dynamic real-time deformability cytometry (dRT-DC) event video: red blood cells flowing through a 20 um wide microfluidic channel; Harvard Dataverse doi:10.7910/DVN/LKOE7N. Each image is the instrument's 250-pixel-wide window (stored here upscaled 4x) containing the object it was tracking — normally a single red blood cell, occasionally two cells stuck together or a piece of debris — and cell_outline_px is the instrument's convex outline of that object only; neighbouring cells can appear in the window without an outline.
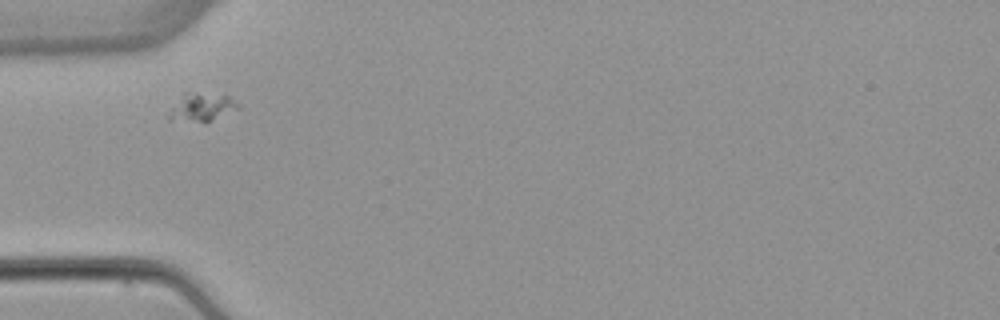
{"species": "common noctule bat (a hibernating species)", "species_latin": "Nyctalus noctula", "temperature_condition": "warm", "stored_images_in_passage": 5, "camera_frame_rate_fps": 3000, "um_per_image_px": 0.085, "animal": {"sex": "female", "body_mass_g": 22.7, "forearm_length_mm": 54.2}, "frame": {"image": 1, "passage_image": 1, "time_ms": 0.0, "image_size_px": [1000, 320], "cell_outline_px": [[240, 108], [204, 124], [168, 120], [168, 112], [184, 92], [196, 92], [228, 96], [236, 100], [240, 104]], "centroid_in_image_um": [17.14, 9.15], "position_along_channel_um": 67.9, "area_um2": 11.79}}
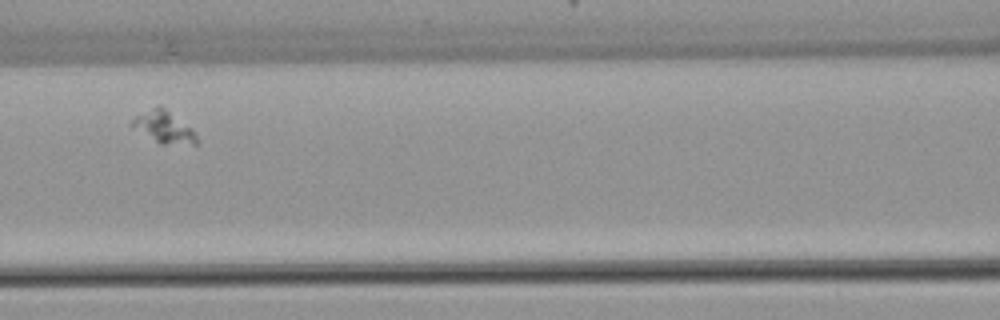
{"frame": {"image": 2, "passage_image": 3, "time_ms": 2.333, "image_size_px": [1000, 320], "cell_outline_px": [[200, 144], [160, 144], [128, 124], [136, 116], [160, 104], [192, 128], [196, 132]], "centroid_in_image_um": [13.98, 10.81], "position_along_channel_um": 152.6, "area_um2": 12.02}}
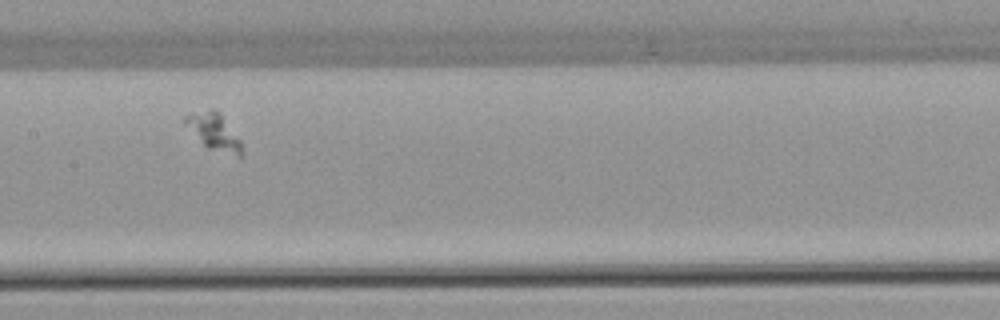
{"frame": {"image": 3, "passage_image": 4, "time_ms": 3.333, "image_size_px": [1000, 320], "cell_outline_px": [[240, 156], [236, 156], [208, 148], [184, 124], [184, 116], [192, 112], [212, 108], [220, 112], [240, 140]], "centroid_in_image_um": [18.15, 11.14], "position_along_channel_um": 189.3, "area_um2": 11.79}}